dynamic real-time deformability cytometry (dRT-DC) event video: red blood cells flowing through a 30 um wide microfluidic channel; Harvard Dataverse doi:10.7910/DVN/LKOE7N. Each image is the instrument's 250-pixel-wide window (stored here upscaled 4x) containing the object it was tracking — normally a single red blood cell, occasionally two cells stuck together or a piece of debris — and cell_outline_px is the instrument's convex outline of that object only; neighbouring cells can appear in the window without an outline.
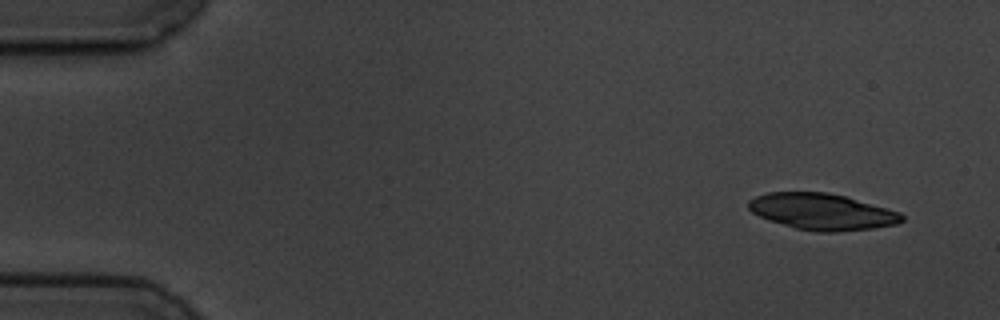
{"species": "common noctule bat (a hibernating species)", "species_latin": "Nyctalus noctula", "temperature_condition": "cold", "stored_images_in_passage": 6, "camera_frame_rate_fps": 3000, "um_per_image_px": 0.085, "animal": {"sex": "male", "body_mass_g": 19.5, "forearm_length_mm": 54.6}, "frame": {"image": 1, "passage_image": 1, "time_ms": 0.0, "image_size_px": [1000, 320], "cell_outline_px": [[904, 220], [896, 224], [872, 228], [836, 232], [816, 232], [796, 228], [768, 220], [752, 212], [748, 208], [748, 200], [756, 196], [768, 192], [828, 192], [844, 196], [900, 212], [904, 216]], "centroid_in_image_um": [69.85, 17.99], "position_along_channel_um": 15.1, "area_um2": 32.31}}